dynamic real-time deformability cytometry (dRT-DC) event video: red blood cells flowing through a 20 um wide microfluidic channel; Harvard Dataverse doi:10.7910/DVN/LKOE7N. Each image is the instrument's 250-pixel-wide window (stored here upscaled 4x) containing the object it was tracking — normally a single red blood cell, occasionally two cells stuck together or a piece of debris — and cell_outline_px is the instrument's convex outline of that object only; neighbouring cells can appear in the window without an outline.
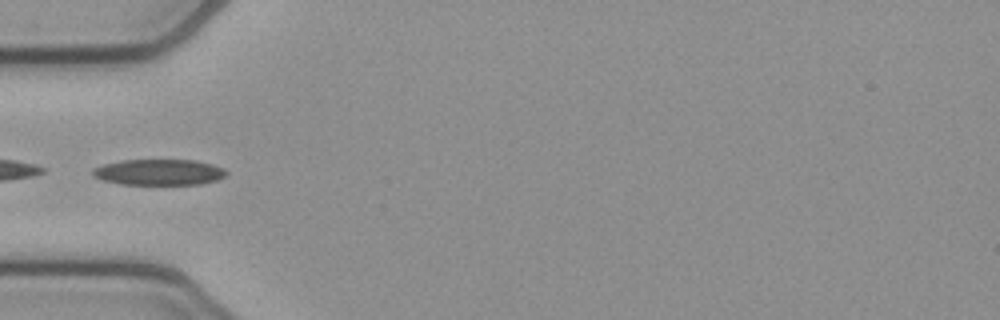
{"species": "common noctule bat (a hibernating species)", "species_latin": "Nyctalus noctula", "temperature_condition": "cold", "stored_images_in_passage": 35, "camera_frame_rate_fps": 3000, "um_per_image_px": 0.085, "animal": {"sex": "female", "body_mass_g": 21.9}, "frame": {"image": 1, "passage_image": 1, "time_ms": 0.0, "image_size_px": [1000, 320], "cell_outline_px": [[228, 172], [224, 176], [216, 180], [200, 184], [120, 184], [100, 180], [92, 176], [92, 168], [104, 164], [120, 160], [196, 160], [212, 164], [224, 168]], "centroid_in_image_um": [13.47, 14.63], "position_along_channel_um": 71.5, "area_um2": 20.29}}
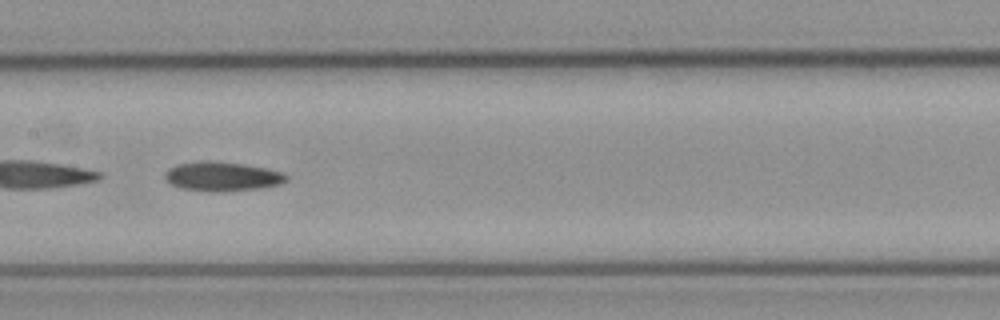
{"frame": {"image": 2, "passage_image": 10, "time_ms": 3.0, "image_size_px": [1000, 320], "cell_outline_px": [[288, 180], [280, 184], [260, 188], [220, 192], [212, 192], [180, 188], [172, 184], [164, 176], [164, 172], [168, 168], [176, 164], [200, 160], [208, 160], [244, 164], [268, 168], [284, 172], [288, 176]], "centroid_in_image_um": [18.89, 14.98], "position_along_channel_um": 188.5, "area_um2": 21.04}}
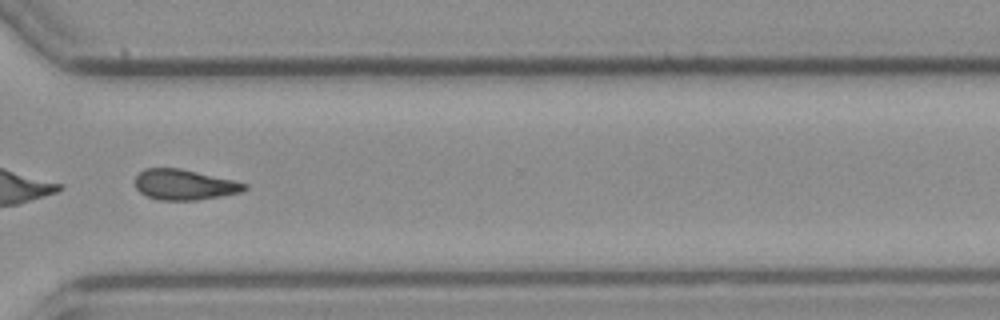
{"frame": {"image": 3, "passage_image": 23, "time_ms": 7.333, "image_size_px": [1000, 320], "cell_outline_px": [[248, 188], [244, 192], [224, 196], [196, 200], [160, 200], [148, 196], [140, 192], [136, 188], [136, 176], [144, 168], [180, 168], [236, 180], [248, 184]], "centroid_in_image_um": [15.74, 15.69], "position_along_channel_um": 354.9, "area_um2": 19.65}}